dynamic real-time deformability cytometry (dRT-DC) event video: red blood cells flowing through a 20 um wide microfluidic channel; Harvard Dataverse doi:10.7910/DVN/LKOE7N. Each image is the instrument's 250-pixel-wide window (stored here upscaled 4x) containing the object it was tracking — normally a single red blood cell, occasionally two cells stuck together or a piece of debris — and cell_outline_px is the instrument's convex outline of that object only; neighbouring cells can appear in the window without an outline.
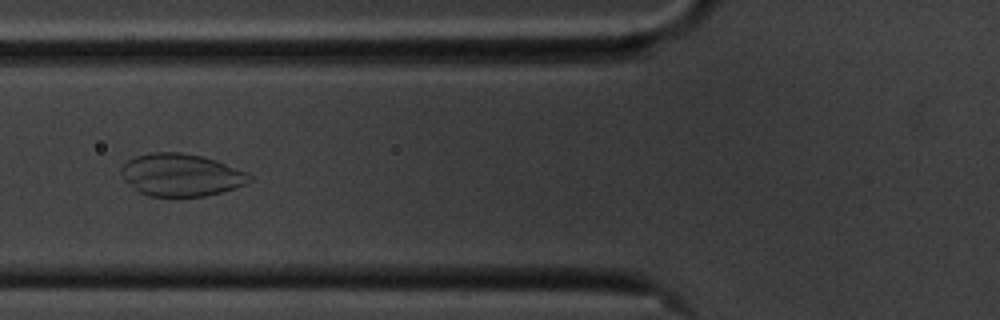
{"species": "common noctule bat (a hibernating species)", "species_latin": "Nyctalus noctula", "temperature_condition": "cold", "stored_images_in_passage": 58, "camera_frame_rate_fps": 3000, "um_per_image_px": 0.085, "animal": {"sex": "male", "body_mass_g": 20.1, "forearm_length_mm": 53.5}, "frame": {"image": 1, "passage_image": 22, "time_ms": 7.0, "image_size_px": [1000, 320], "cell_outline_px": [[252, 180], [236, 188], [204, 196], [148, 196], [140, 192], [124, 180], [120, 176], [120, 168], [128, 160], [136, 156], [152, 152], [180, 152], [204, 156], [216, 160], [248, 172], [252, 176]], "centroid_in_image_um": [15.39, 14.86], "position_along_channel_um": 110.4, "area_um2": 31.85}}
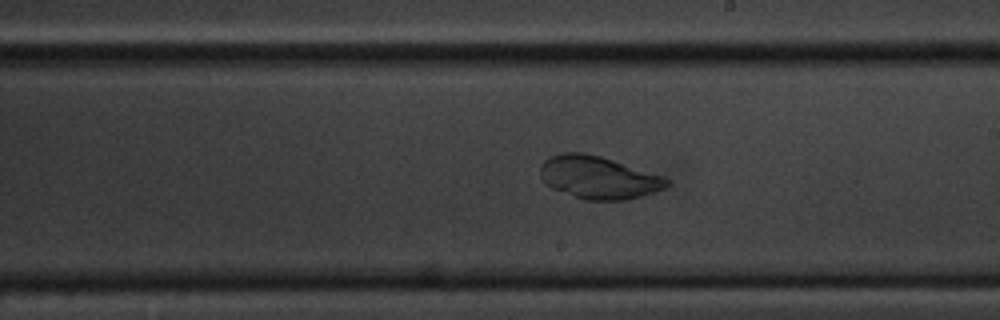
{"frame": {"image": 2, "passage_image": 33, "time_ms": 10.667, "image_size_px": [1000, 320], "cell_outline_px": [[672, 184], [664, 188], [628, 200], [584, 200], [552, 188], [544, 184], [540, 176], [540, 164], [548, 156], [560, 152], [584, 152], [600, 156], [664, 176], [672, 180]], "centroid_in_image_um": [50.85, 15.07], "position_along_channel_um": 238.2, "area_um2": 31.79}}
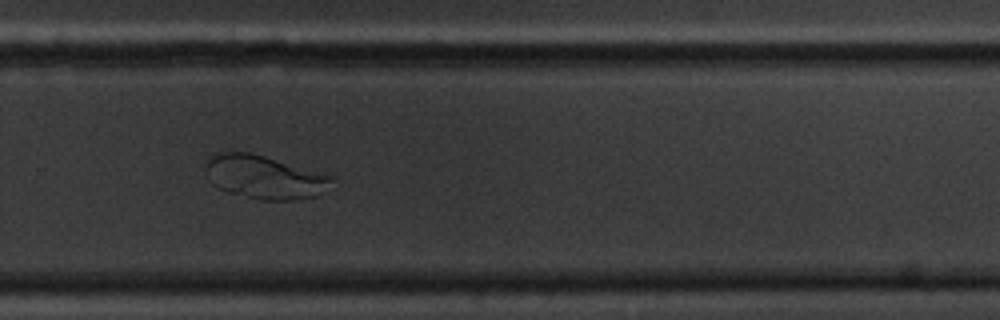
{"frame": {"image": 3, "passage_image": 39, "time_ms": 12.667, "image_size_px": [1000, 320], "cell_outline_px": [[336, 188], [316, 196], [292, 200], [260, 200], [228, 192], [212, 184], [208, 180], [204, 172], [204, 168], [208, 156], [212, 152], [248, 152], [264, 156], [336, 176]], "centroid_in_image_um": [22.53, 15.05], "position_along_channel_um": 307.3, "area_um2": 32.89}}